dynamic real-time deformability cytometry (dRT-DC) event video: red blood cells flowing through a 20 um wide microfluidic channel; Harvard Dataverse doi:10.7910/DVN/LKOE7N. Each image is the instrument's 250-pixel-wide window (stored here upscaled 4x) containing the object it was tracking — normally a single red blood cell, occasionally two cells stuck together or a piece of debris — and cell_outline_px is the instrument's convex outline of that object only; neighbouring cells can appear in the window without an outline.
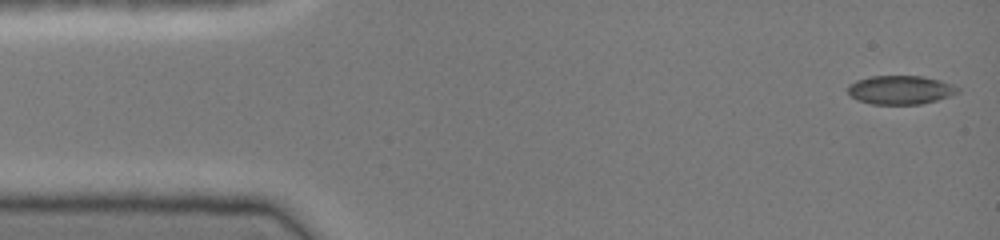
{"species": "common noctule bat (a hibernating species)", "species_latin": "Nyctalus noctula", "temperature_condition": "cold", "stored_images_in_passage": 45, "camera_frame_rate_fps": 3000, "um_per_image_px": 0.085, "animal": {"sex": "female", "body_mass_g": 19.0, "forearm_length_mm": 51.5}, "frame": {"image": 1, "passage_image": 1, "time_ms": 0.0, "image_size_px": [1000, 240], "cell_outline_px": [[960, 92], [936, 100], [920, 104], [872, 104], [856, 100], [848, 92], [848, 84], [856, 80], [872, 76], [924, 76], [940, 80], [952, 84], [960, 88]], "centroid_in_image_um": [76.53, 7.63], "position_along_channel_um": 8.5, "area_um2": 18.44}}
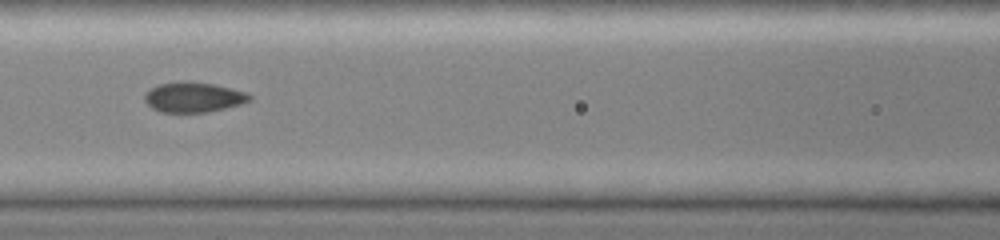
{"frame": {"image": 2, "passage_image": 19, "time_ms": 6.0, "image_size_px": [1000, 240], "cell_outline_px": [[252, 100], [240, 104], [208, 112], [160, 112], [152, 108], [144, 100], [144, 96], [152, 88], [160, 84], [184, 80], [188, 80], [212, 84], [244, 92], [252, 96]], "centroid_in_image_um": [16.43, 8.26], "position_along_channel_um": 150.2, "area_um2": 18.21}}
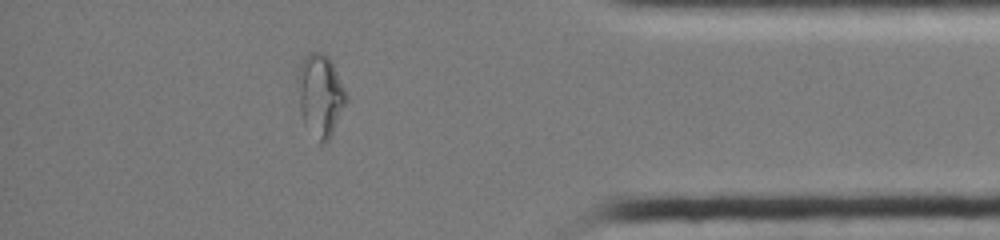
{"frame": {"image": 3, "passage_image": 39, "time_ms": 12.667, "image_size_px": [1000, 240], "cell_outline_px": [[348, 100], [328, 140], [320, 144], [304, 124], [300, 112], [296, 80], [296, 76], [300, 60], [308, 52], [324, 52], [328, 56], [348, 96]], "centroid_in_image_um": [27.18, 8.06], "position_along_channel_um": 408.0, "area_um2": 23.47}}